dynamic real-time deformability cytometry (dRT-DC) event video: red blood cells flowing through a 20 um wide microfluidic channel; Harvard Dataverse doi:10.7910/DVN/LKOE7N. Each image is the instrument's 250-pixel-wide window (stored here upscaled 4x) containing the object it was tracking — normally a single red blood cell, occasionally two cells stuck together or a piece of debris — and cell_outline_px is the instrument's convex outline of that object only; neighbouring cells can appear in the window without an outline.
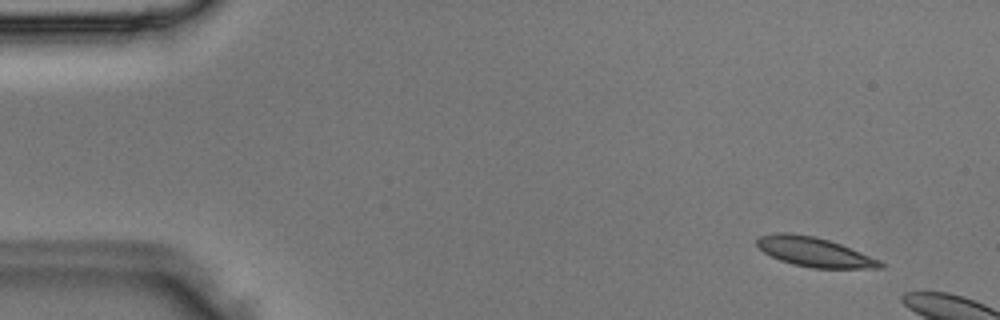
{"species": "Egyptian fruit bat (a non-hibernating species)", "species_latin": "Rousettus aegyptiacus", "temperature_condition": "room temperature", "stored_images_in_passage": 2, "camera_frame_rate_fps": 3000, "um_per_image_px": 0.085, "animal": {"sex": "male"}, "frame": {"image": 1, "passage_image": 1, "time_ms": 0.0, "image_size_px": [1000, 320], "cell_outline_px": [[888, 264], [884, 268], [812, 268], [792, 264], [780, 260], [764, 252], [756, 244], [756, 240], [760, 236], [776, 232], [788, 232], [812, 236], [828, 240], [840, 244], [880, 260]], "centroid_in_image_um": [69.24, 21.42], "position_along_channel_um": 15.8, "area_um2": 21.1}}